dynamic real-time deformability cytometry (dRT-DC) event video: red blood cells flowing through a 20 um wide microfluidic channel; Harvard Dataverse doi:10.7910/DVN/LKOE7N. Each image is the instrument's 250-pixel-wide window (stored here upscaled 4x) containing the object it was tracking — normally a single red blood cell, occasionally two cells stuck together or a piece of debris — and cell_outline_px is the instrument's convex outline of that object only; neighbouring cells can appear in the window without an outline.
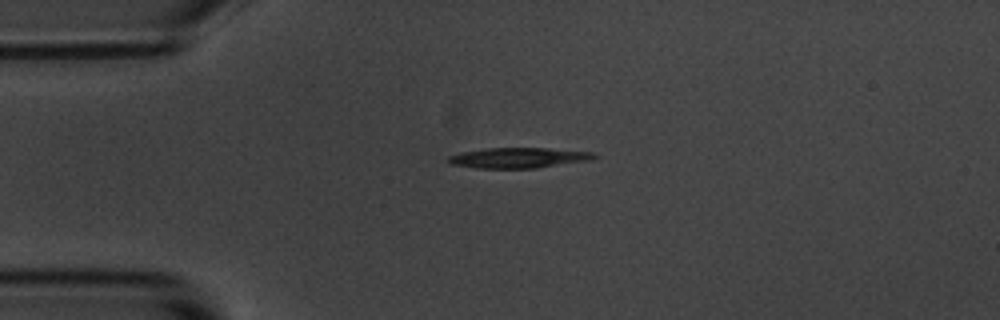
{"species": "common noctule bat (a hibernating species)", "species_latin": "Nyctalus noctula", "temperature_condition": "room temperature", "stored_images_in_passage": 4, "camera_frame_rate_fps": 3000, "um_per_image_px": 0.085, "animal": {"sex": "male", "body_mass_g": 20.1, "forearm_length_mm": 53.5}, "frame": {"image": 1, "passage_image": 3, "time_ms": 2.333, "image_size_px": [1000, 320], "cell_outline_px": [[600, 156], [592, 160], [536, 168], [476, 168], [452, 164], [444, 160], [448, 156], [460, 152], [488, 148], [548, 148], [592, 152]], "centroid_in_image_um": [44.07, 13.41], "position_along_channel_um": 40.9, "area_um2": 17.46}}